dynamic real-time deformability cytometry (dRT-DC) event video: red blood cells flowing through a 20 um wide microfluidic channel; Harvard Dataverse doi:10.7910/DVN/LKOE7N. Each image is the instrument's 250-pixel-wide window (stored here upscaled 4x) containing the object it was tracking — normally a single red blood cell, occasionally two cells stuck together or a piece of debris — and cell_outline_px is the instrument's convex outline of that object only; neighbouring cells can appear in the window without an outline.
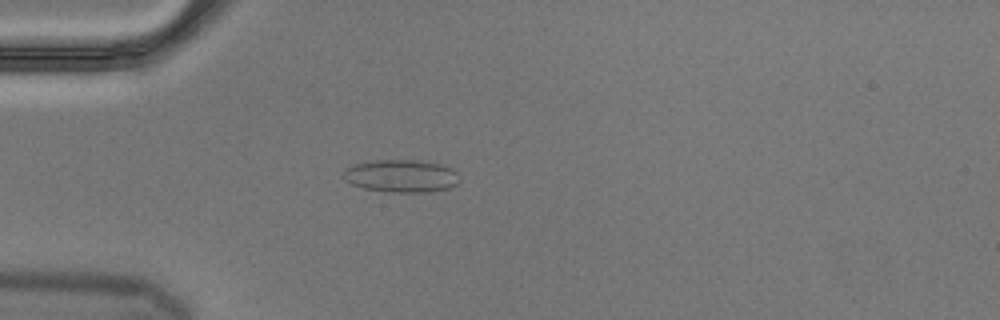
{"species": "Egyptian fruit bat (a non-hibernating species)", "species_latin": "Rousettus aegyptiacus", "temperature_condition": "cold", "stored_images_in_passage": 4, "camera_frame_rate_fps": 3000, "um_per_image_px": 0.085, "animal": {"sex": "male"}, "frame": {"image": 1, "passage_image": 4, "time_ms": 1.0, "image_size_px": [1000, 320], "cell_outline_px": [[460, 180], [452, 188], [428, 192], [388, 192], [364, 188], [352, 184], [344, 180], [340, 176], [344, 168], [352, 164], [372, 160], [416, 160], [440, 164], [452, 168], [456, 172]], "centroid_in_image_um": [34.06, 14.95], "position_along_channel_um": 50.9, "area_um2": 22.48}}